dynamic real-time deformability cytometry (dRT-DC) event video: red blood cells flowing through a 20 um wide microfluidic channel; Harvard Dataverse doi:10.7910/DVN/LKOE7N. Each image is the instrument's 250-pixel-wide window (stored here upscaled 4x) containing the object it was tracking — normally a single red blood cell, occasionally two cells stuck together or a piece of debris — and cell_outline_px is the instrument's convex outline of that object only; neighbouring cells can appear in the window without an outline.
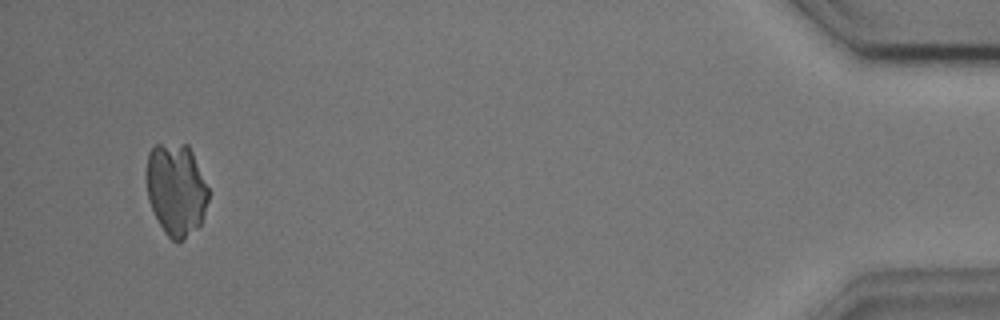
{"species": "common noctule bat (a hibernating species)", "species_latin": "Nyctalus noctula", "temperature_condition": "cold", "stored_images_in_passage": 53, "camera_frame_rate_fps": 3000, "um_per_image_px": 0.085, "animal": {"sex": "male", "body_mass_g": 17.9, "forearm_length_mm": 54.2}, "frame": {"image": 1, "passage_image": 51, "time_ms": 16.667, "image_size_px": [1000, 320], "cell_outline_px": [[208, 200], [200, 224], [196, 228], [180, 240], [172, 240], [164, 232], [148, 200], [148, 152], [156, 144], [188, 144], [192, 152], [208, 188]], "centroid_in_image_um": [14.98, 16.08], "position_along_channel_um": 420.2, "area_um2": 32.54}}